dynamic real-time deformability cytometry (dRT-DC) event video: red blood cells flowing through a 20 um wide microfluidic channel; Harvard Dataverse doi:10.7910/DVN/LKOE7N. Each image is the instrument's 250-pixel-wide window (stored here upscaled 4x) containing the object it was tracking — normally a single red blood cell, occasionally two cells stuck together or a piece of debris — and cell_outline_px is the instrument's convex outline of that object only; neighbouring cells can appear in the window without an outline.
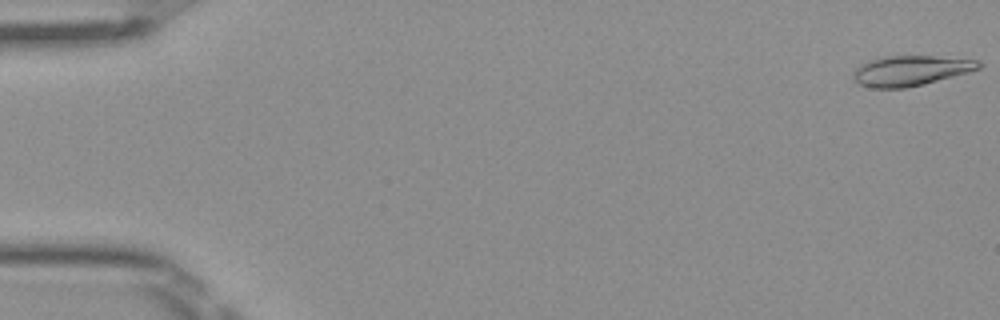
{"species": "Egyptian fruit bat (a non-hibernating species)", "species_latin": "Rousettus aegyptiacus", "temperature_condition": "room temperature", "stored_images_in_passage": 51, "camera_frame_rate_fps": 3000, "um_per_image_px": 0.085, "frame": {"image": 1, "passage_image": 1, "time_ms": 0.0, "image_size_px": [1000, 320], "cell_outline_px": [[984, 64], [980, 68], [968, 72], [924, 84], [904, 88], [872, 88], [860, 84], [852, 80], [852, 72], [860, 64], [876, 56], [932, 56], [980, 60]], "centroid_in_image_um": [77.36, 5.99], "position_along_channel_um": 7.6, "area_um2": 22.31}}
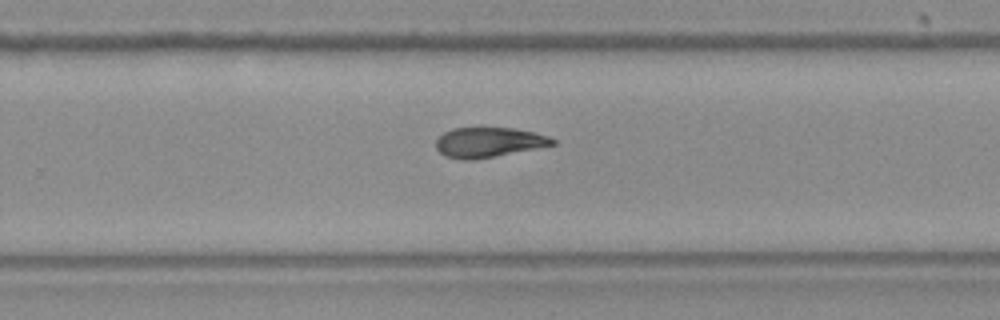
{"frame": {"image": 2, "passage_image": 33, "time_ms": 10.667, "image_size_px": [1000, 320], "cell_outline_px": [[556, 144], [476, 160], [460, 160], [444, 156], [436, 148], [436, 140], [444, 132], [452, 128], [512, 128], [536, 132], [548, 136], [556, 140]], "centroid_in_image_um": [41.52, 12.1], "position_along_channel_um": 288.3, "area_um2": 20.4}}
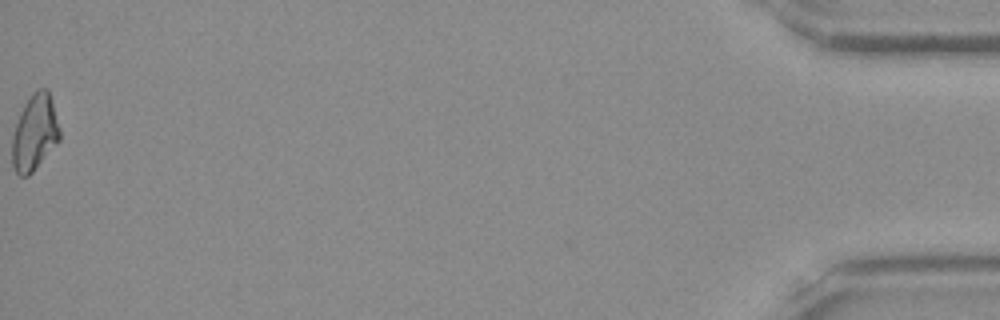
{"frame": {"image": 3, "passage_image": 51, "time_ms": 16.667, "image_size_px": [1000, 320], "cell_outline_px": [[60, 140], [32, 172], [28, 176], [20, 176], [16, 172], [12, 164], [12, 136], [20, 112], [24, 104], [32, 92], [36, 88], [48, 88], [52, 100], [60, 128]], "centroid_in_image_um": [2.95, 11.24], "position_along_channel_um": 432.2, "area_um2": 21.15}, "authors_computed_cell_mechanics": {"area_um2": 21.1548, "velocity_mm_per_s": 4.0425, "shape_relaxation_time_tau1_ms": 7.5958, "shape_relaxation_time_tau2_ms": 4.2729, "deformation_change_tau1": 0.2229, "deformation_change_tau2": 0.1114}}